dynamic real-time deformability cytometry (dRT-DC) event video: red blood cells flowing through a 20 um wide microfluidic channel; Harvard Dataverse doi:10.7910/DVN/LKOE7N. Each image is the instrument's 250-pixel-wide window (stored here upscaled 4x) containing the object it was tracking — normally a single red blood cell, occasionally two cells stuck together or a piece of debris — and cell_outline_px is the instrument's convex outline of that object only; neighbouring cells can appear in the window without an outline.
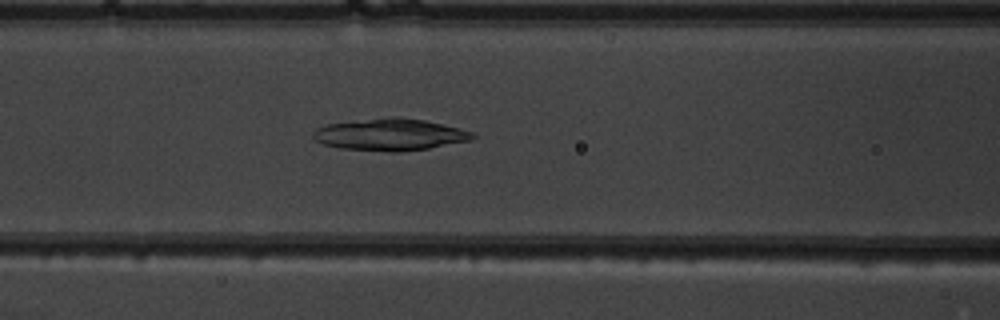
{"species": "common noctule bat (a hibernating species)", "species_latin": "Nyctalus noctula", "temperature_condition": "warm", "stored_images_in_passage": 39, "camera_frame_rate_fps": 3000, "um_per_image_px": 0.085, "animal": {"sex": "male", "body_mass_g": 19.5, "forearm_length_mm": 54.6}, "frame": {"image": 1, "passage_image": 11, "time_ms": 3.333, "image_size_px": [1000, 320], "cell_outline_px": [[476, 136], [472, 140], [428, 148], [400, 152], [388, 152], [340, 148], [324, 144], [316, 140], [312, 136], [312, 132], [316, 128], [328, 124], [388, 116], [396, 116], [424, 120], [460, 128], [472, 132]], "centroid_in_image_um": [33.15, 11.43], "position_along_channel_um": 133.4, "area_um2": 29.71}}
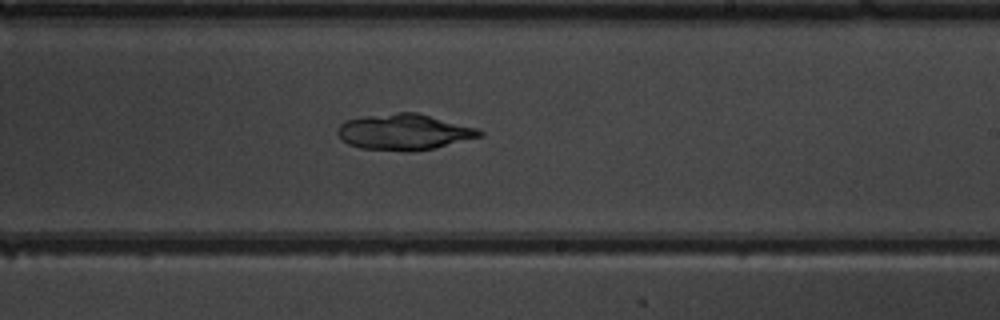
{"frame": {"image": 2, "passage_image": 20, "time_ms": 6.333, "image_size_px": [1000, 320], "cell_outline_px": [[484, 136], [436, 148], [412, 152], [408, 152], [360, 148], [348, 144], [336, 132], [340, 124], [344, 120], [364, 116], [396, 112], [416, 112], [476, 128], [484, 132]], "centroid_in_image_um": [34.36, 11.23], "position_along_channel_um": 254.6, "area_um2": 29.94}}
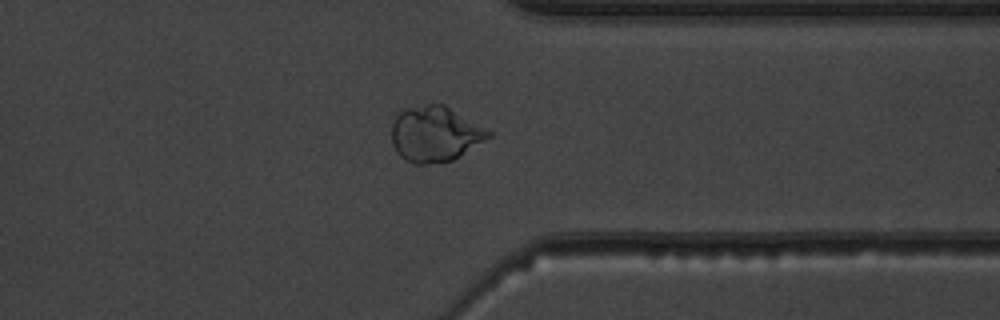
{"frame": {"image": 3, "passage_image": 29, "time_ms": 9.333, "image_size_px": [1000, 320], "cell_outline_px": [[492, 136], [452, 160], [424, 164], [412, 164], [404, 160], [396, 152], [392, 144], [392, 112], [404, 108], [428, 104], [444, 104], [492, 132]], "centroid_in_image_um": [36.9, 11.37], "position_along_channel_um": 374.5, "area_um2": 31.56}}